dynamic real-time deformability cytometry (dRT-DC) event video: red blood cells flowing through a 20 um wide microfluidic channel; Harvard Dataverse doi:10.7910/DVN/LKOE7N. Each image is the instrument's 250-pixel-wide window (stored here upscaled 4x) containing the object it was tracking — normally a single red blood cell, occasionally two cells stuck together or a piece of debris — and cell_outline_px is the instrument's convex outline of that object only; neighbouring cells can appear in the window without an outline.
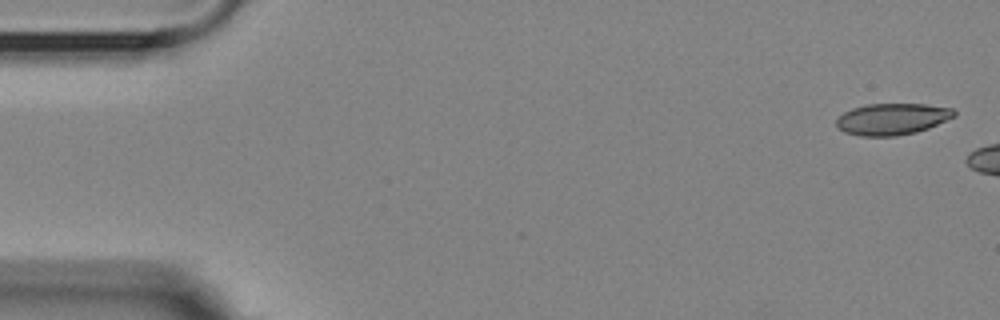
{"species": "Egyptian fruit bat (a non-hibernating species)", "species_latin": "Rousettus aegyptiacus", "temperature_condition": "room temperature", "stored_images_in_passage": 3, "camera_frame_rate_fps": 3000, "um_per_image_px": 0.085, "animal": {"sex": "female"}, "frame": {"image": 1, "passage_image": 1, "time_ms": 0.0, "image_size_px": [1000, 320], "cell_outline_px": [[956, 116], [928, 128], [916, 132], [896, 136], [860, 136], [844, 132], [836, 128], [836, 120], [844, 112], [852, 108], [868, 104], [924, 104], [952, 108], [956, 112]], "centroid_in_image_um": [75.82, 10.12], "position_along_channel_um": 9.2, "area_um2": 21.68}}